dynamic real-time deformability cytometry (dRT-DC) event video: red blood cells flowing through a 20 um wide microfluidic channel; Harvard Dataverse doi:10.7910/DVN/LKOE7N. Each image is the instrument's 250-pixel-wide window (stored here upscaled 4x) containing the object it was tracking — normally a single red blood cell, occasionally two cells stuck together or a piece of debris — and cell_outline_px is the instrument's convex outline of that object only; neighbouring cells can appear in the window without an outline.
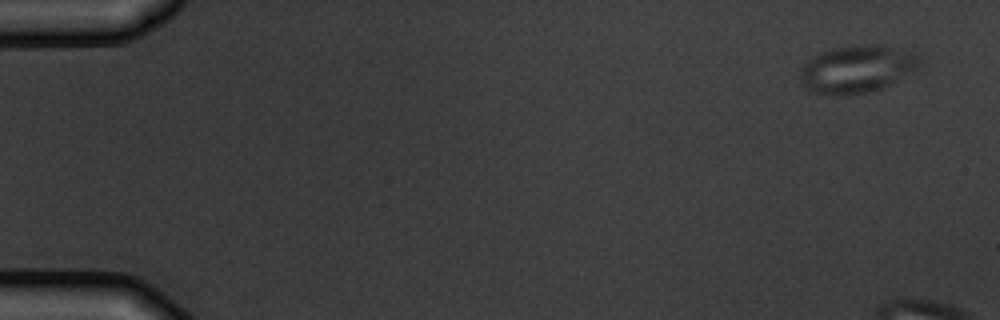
{"species": "common noctule bat (a hibernating species)", "species_latin": "Nyctalus noctula", "temperature_condition": "warm", "stored_images_in_passage": 6, "camera_frame_rate_fps": 3000, "um_per_image_px": 0.085, "animal": {"sex": "male", "body_mass_g": 19.5, "forearm_length_mm": 54.6}, "frame": {"image": 1, "passage_image": 1, "time_ms": 0.0, "image_size_px": [1000, 320], "cell_outline_px": [[920, 64], [916, 68], [896, 80], [880, 88], [868, 92], [844, 96], [832, 96], [812, 92], [804, 84], [800, 76], [800, 72], [804, 64], [812, 56], [820, 52], [836, 48], [864, 44], [884, 44], [916, 56], [920, 60]], "centroid_in_image_um": [72.77, 5.88], "position_along_channel_um": 12.2, "area_um2": 32.48}}